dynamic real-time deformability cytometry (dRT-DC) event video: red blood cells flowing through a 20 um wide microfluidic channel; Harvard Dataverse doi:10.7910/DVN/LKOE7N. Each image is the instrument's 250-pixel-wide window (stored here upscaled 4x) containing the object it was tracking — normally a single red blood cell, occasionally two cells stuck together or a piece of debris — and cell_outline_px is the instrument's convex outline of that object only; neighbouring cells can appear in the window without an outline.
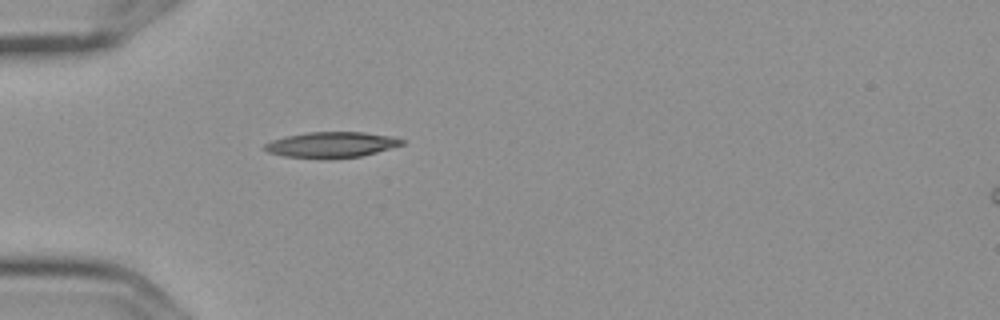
{"species": "Egyptian fruit bat (a non-hibernating species)", "species_latin": "Rousettus aegyptiacus", "temperature_condition": "cold", "stored_images_in_passage": 1, "camera_frame_rate_fps": 3000, "um_per_image_px": 0.085, "frame": {"image": 1, "passage_image": 1, "time_ms": 0.0, "image_size_px": [1000, 320], "cell_outline_px": [[404, 144], [376, 152], [360, 156], [284, 156], [268, 152], [264, 148], [264, 144], [272, 140], [284, 136], [308, 132], [364, 132], [388, 136], [404, 140]], "centroid_in_image_um": [28.15, 12.25], "position_along_channel_um": 56.8, "area_um2": 19.54}}